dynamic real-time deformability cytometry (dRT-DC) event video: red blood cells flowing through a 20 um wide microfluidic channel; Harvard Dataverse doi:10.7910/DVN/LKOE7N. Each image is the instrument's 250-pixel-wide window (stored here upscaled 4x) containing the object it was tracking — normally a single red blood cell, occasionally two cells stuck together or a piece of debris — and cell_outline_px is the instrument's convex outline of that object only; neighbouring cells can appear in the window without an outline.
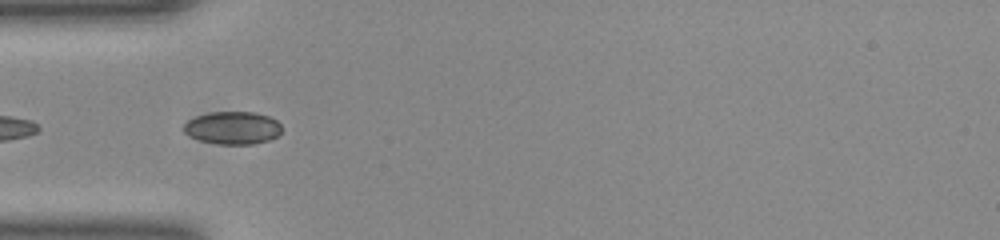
{"species": "common noctule bat (a hibernating species)", "species_latin": "Nyctalus noctula", "temperature_condition": "room temperature", "stored_images_in_passage": 19, "camera_frame_rate_fps": 3000, "um_per_image_px": 0.085, "animal": {"sex": "female", "body_mass_g": 23.0, "forearm_length_mm": 53.4}, "frame": {"image": 1, "passage_image": 17, "time_ms": 5.333, "image_size_px": [1000, 240], "cell_outline_px": [[280, 132], [276, 136], [268, 140], [252, 144], [216, 144], [200, 140], [188, 136], [180, 128], [188, 120], [196, 116], [212, 112], [256, 112], [268, 116], [276, 120], [280, 124]], "centroid_in_image_um": [19.72, 10.87], "position_along_channel_um": 65.3, "area_um2": 18.73}}